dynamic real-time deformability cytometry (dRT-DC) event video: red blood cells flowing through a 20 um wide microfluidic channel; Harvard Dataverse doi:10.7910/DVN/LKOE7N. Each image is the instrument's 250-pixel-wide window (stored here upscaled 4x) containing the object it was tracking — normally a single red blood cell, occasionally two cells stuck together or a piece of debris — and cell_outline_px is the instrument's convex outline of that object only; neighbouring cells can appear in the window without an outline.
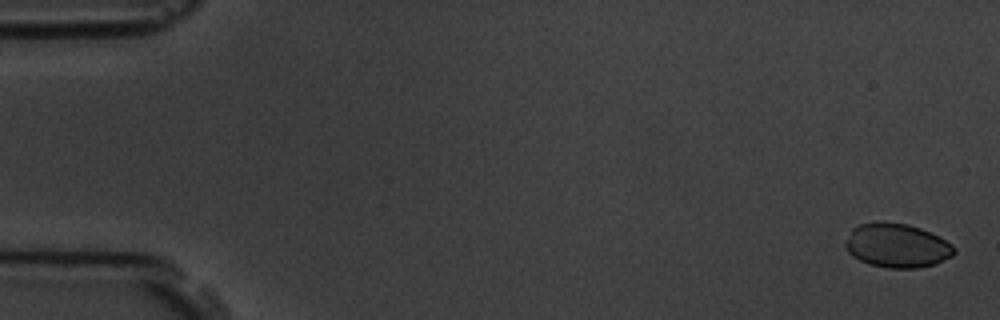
{"species": "common noctule bat (a hibernating species)", "species_latin": "Nyctalus noctula", "temperature_condition": "room temperature", "stored_images_in_passage": 11, "camera_frame_rate_fps": 3000, "um_per_image_px": 0.085, "animal": {"sex": "male", "body_mass_g": 19.5, "forearm_length_mm": 54.6}, "frame": {"image": 1, "passage_image": 1, "time_ms": 0.0, "image_size_px": [1000, 320], "cell_outline_px": [[956, 252], [952, 256], [936, 264], [916, 268], [888, 268], [868, 264], [852, 256], [844, 248], [844, 244], [852, 228], [860, 224], [908, 224], [920, 228], [952, 244], [956, 248]], "centroid_in_image_um": [76.24, 20.92], "position_along_channel_um": 8.8, "area_um2": 27.46}}
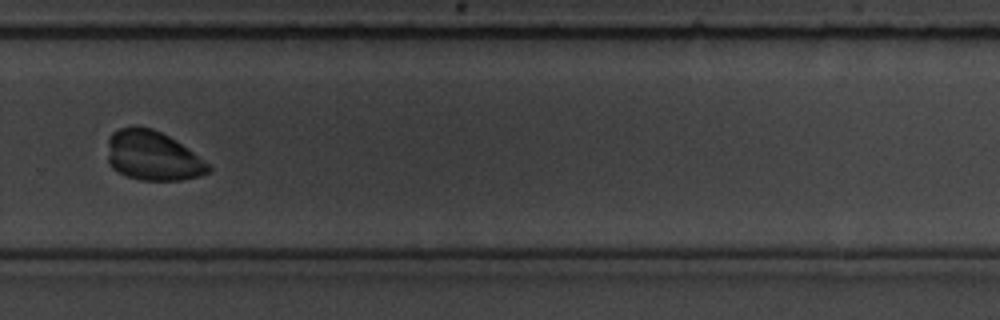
{"frame": {"image": 2, "passage_image": 11, "time_ms": 12.0, "image_size_px": [1000, 320], "cell_outline_px": [[212, 172], [200, 176], [180, 180], [140, 180], [128, 176], [112, 168], [108, 164], [108, 140], [112, 132], [120, 128], [152, 128], [176, 140], [204, 160], [212, 168]], "centroid_in_image_um": [13.0, 13.27], "position_along_channel_um": 316.8, "area_um2": 28.84}}